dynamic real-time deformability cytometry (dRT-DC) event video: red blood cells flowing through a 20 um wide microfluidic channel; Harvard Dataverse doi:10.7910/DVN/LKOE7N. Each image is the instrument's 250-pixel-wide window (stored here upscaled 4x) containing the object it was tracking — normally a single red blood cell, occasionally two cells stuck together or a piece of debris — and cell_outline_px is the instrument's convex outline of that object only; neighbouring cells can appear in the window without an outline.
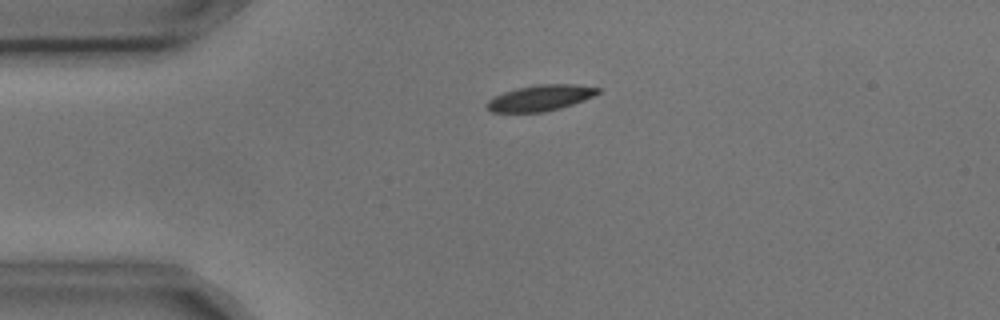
{"species": "common noctule bat (a hibernating species)", "species_latin": "Nyctalus noctula", "temperature_condition": "cold", "stored_images_in_passage": 2, "camera_frame_rate_fps": 3000, "um_per_image_px": 0.085, "animal": {"sex": "male", "body_mass_g": 17.9, "forearm_length_mm": 54.2}, "frame": {"image": 1, "passage_image": 1, "time_ms": 0.0, "image_size_px": [1000, 320], "cell_outline_px": [[600, 92], [584, 100], [560, 108], [544, 112], [492, 112], [484, 104], [488, 100], [504, 92], [520, 88], [540, 84], [572, 84], [600, 88]], "centroid_in_image_um": [45.93, 8.33], "position_along_channel_um": 39.1, "area_um2": 16.47}}